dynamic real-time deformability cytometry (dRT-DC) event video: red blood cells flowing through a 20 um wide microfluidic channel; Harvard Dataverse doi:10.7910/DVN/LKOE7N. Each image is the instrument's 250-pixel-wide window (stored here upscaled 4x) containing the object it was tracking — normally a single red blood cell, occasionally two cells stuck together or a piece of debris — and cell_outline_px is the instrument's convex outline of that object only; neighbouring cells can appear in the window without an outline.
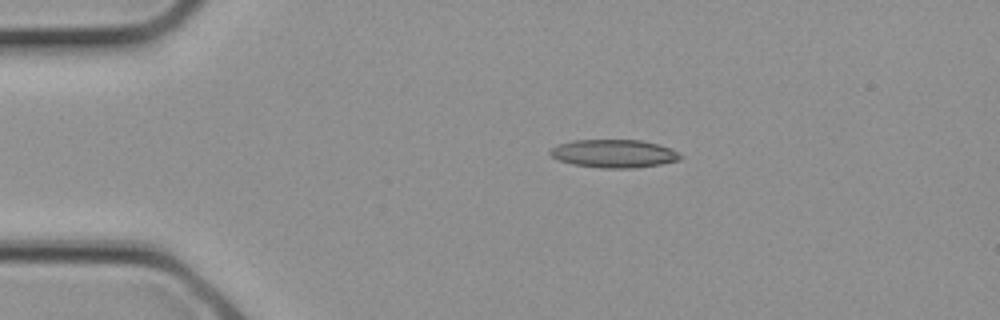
{"species": "common noctule bat (a hibernating species)", "species_latin": "Nyctalus noctula", "temperature_condition": "cold", "stored_images_in_passage": 2, "camera_frame_rate_fps": 3000, "um_per_image_px": 0.085, "animal": {"sex": "female", "body_mass_g": 21.9}, "frame": {"image": 1, "passage_image": 2, "time_ms": 0.333, "image_size_px": [1000, 320], "cell_outline_px": [[684, 156], [680, 160], [660, 164], [636, 168], [600, 168], [572, 164], [560, 160], [552, 156], [548, 152], [556, 144], [572, 140], [640, 140], [660, 144]], "centroid_in_image_um": [52.17, 13.05], "position_along_channel_um": 32.8, "area_um2": 21.39}}